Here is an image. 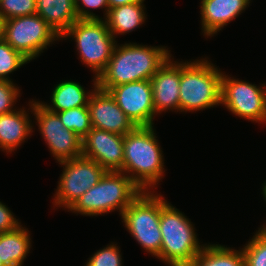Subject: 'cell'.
<instances>
[{
  "instance_id": "4dcf8cb0",
  "label": "cell",
  "mask_w": 266,
  "mask_h": 266,
  "mask_svg": "<svg viewBox=\"0 0 266 266\" xmlns=\"http://www.w3.org/2000/svg\"><path fill=\"white\" fill-rule=\"evenodd\" d=\"M145 0H108L109 9H113L122 5L142 2Z\"/></svg>"
},
{
  "instance_id": "8992f818",
  "label": "cell",
  "mask_w": 266,
  "mask_h": 266,
  "mask_svg": "<svg viewBox=\"0 0 266 266\" xmlns=\"http://www.w3.org/2000/svg\"><path fill=\"white\" fill-rule=\"evenodd\" d=\"M60 38H72L76 42L81 62L96 78L107 67L117 44L103 19H78Z\"/></svg>"
},
{
  "instance_id": "6da1fadb",
  "label": "cell",
  "mask_w": 266,
  "mask_h": 266,
  "mask_svg": "<svg viewBox=\"0 0 266 266\" xmlns=\"http://www.w3.org/2000/svg\"><path fill=\"white\" fill-rule=\"evenodd\" d=\"M170 56L165 46L116 44L107 67L97 78V87L108 91L120 84L150 80Z\"/></svg>"
},
{
  "instance_id": "e0dca14e",
  "label": "cell",
  "mask_w": 266,
  "mask_h": 266,
  "mask_svg": "<svg viewBox=\"0 0 266 266\" xmlns=\"http://www.w3.org/2000/svg\"><path fill=\"white\" fill-rule=\"evenodd\" d=\"M34 132L32 120L25 108L0 115V150L7 154L17 149Z\"/></svg>"
},
{
  "instance_id": "603a6c76",
  "label": "cell",
  "mask_w": 266,
  "mask_h": 266,
  "mask_svg": "<svg viewBox=\"0 0 266 266\" xmlns=\"http://www.w3.org/2000/svg\"><path fill=\"white\" fill-rule=\"evenodd\" d=\"M56 113L65 128L73 131L81 139L92 129L88 106L75 107Z\"/></svg>"
},
{
  "instance_id": "4316f807",
  "label": "cell",
  "mask_w": 266,
  "mask_h": 266,
  "mask_svg": "<svg viewBox=\"0 0 266 266\" xmlns=\"http://www.w3.org/2000/svg\"><path fill=\"white\" fill-rule=\"evenodd\" d=\"M0 12L6 20L36 14V0H0Z\"/></svg>"
},
{
  "instance_id": "f1b7e54d",
  "label": "cell",
  "mask_w": 266,
  "mask_h": 266,
  "mask_svg": "<svg viewBox=\"0 0 266 266\" xmlns=\"http://www.w3.org/2000/svg\"><path fill=\"white\" fill-rule=\"evenodd\" d=\"M76 11L78 19H102L95 13L91 12V9H104V15L107 16L109 5L108 0H75ZM82 5V6H81ZM90 9V10H88Z\"/></svg>"
},
{
  "instance_id": "2e32d148",
  "label": "cell",
  "mask_w": 266,
  "mask_h": 266,
  "mask_svg": "<svg viewBox=\"0 0 266 266\" xmlns=\"http://www.w3.org/2000/svg\"><path fill=\"white\" fill-rule=\"evenodd\" d=\"M251 0H201L202 33L212 37L246 10Z\"/></svg>"
},
{
  "instance_id": "44dd1931",
  "label": "cell",
  "mask_w": 266,
  "mask_h": 266,
  "mask_svg": "<svg viewBox=\"0 0 266 266\" xmlns=\"http://www.w3.org/2000/svg\"><path fill=\"white\" fill-rule=\"evenodd\" d=\"M30 231L18 226L10 232L0 233V260L4 266H22L30 253Z\"/></svg>"
},
{
  "instance_id": "9a60e30c",
  "label": "cell",
  "mask_w": 266,
  "mask_h": 266,
  "mask_svg": "<svg viewBox=\"0 0 266 266\" xmlns=\"http://www.w3.org/2000/svg\"><path fill=\"white\" fill-rule=\"evenodd\" d=\"M180 73L181 62L170 56L150 79L156 115L166 110L179 112Z\"/></svg>"
},
{
  "instance_id": "7402d4cb",
  "label": "cell",
  "mask_w": 266,
  "mask_h": 266,
  "mask_svg": "<svg viewBox=\"0 0 266 266\" xmlns=\"http://www.w3.org/2000/svg\"><path fill=\"white\" fill-rule=\"evenodd\" d=\"M188 266H246V263L242 249L208 243Z\"/></svg>"
},
{
  "instance_id": "277c9868",
  "label": "cell",
  "mask_w": 266,
  "mask_h": 266,
  "mask_svg": "<svg viewBox=\"0 0 266 266\" xmlns=\"http://www.w3.org/2000/svg\"><path fill=\"white\" fill-rule=\"evenodd\" d=\"M207 58L181 61L179 111L196 112L221 104L223 72Z\"/></svg>"
},
{
  "instance_id": "4fadbf2b",
  "label": "cell",
  "mask_w": 266,
  "mask_h": 266,
  "mask_svg": "<svg viewBox=\"0 0 266 266\" xmlns=\"http://www.w3.org/2000/svg\"><path fill=\"white\" fill-rule=\"evenodd\" d=\"M124 135L92 129L82 139V156L96 161L106 171H122Z\"/></svg>"
},
{
  "instance_id": "9c48e42d",
  "label": "cell",
  "mask_w": 266,
  "mask_h": 266,
  "mask_svg": "<svg viewBox=\"0 0 266 266\" xmlns=\"http://www.w3.org/2000/svg\"><path fill=\"white\" fill-rule=\"evenodd\" d=\"M63 166L53 205L69 210L76 201L95 186L106 173L96 161L80 156L59 162Z\"/></svg>"
},
{
  "instance_id": "d6a6232c",
  "label": "cell",
  "mask_w": 266,
  "mask_h": 266,
  "mask_svg": "<svg viewBox=\"0 0 266 266\" xmlns=\"http://www.w3.org/2000/svg\"><path fill=\"white\" fill-rule=\"evenodd\" d=\"M258 232L264 237L266 238V224H263L262 227L258 228Z\"/></svg>"
},
{
  "instance_id": "5b68a950",
  "label": "cell",
  "mask_w": 266,
  "mask_h": 266,
  "mask_svg": "<svg viewBox=\"0 0 266 266\" xmlns=\"http://www.w3.org/2000/svg\"><path fill=\"white\" fill-rule=\"evenodd\" d=\"M142 190L122 171H106L101 180L86 191L68 210L97 216L119 210L121 216Z\"/></svg>"
},
{
  "instance_id": "ffe728a7",
  "label": "cell",
  "mask_w": 266,
  "mask_h": 266,
  "mask_svg": "<svg viewBox=\"0 0 266 266\" xmlns=\"http://www.w3.org/2000/svg\"><path fill=\"white\" fill-rule=\"evenodd\" d=\"M143 3L144 1L122 5L108 10L107 16L103 18L114 38H116L117 34H129L145 23L147 15H145V6Z\"/></svg>"
},
{
  "instance_id": "484cf974",
  "label": "cell",
  "mask_w": 266,
  "mask_h": 266,
  "mask_svg": "<svg viewBox=\"0 0 266 266\" xmlns=\"http://www.w3.org/2000/svg\"><path fill=\"white\" fill-rule=\"evenodd\" d=\"M117 244L111 242L104 248L97 250L92 257L87 260L85 266H123L121 250Z\"/></svg>"
},
{
  "instance_id": "836d02e7",
  "label": "cell",
  "mask_w": 266,
  "mask_h": 266,
  "mask_svg": "<svg viewBox=\"0 0 266 266\" xmlns=\"http://www.w3.org/2000/svg\"><path fill=\"white\" fill-rule=\"evenodd\" d=\"M263 189V191H262V194H263V198L266 200V181L264 182V184H263V187H262Z\"/></svg>"
},
{
  "instance_id": "f546056e",
  "label": "cell",
  "mask_w": 266,
  "mask_h": 266,
  "mask_svg": "<svg viewBox=\"0 0 266 266\" xmlns=\"http://www.w3.org/2000/svg\"><path fill=\"white\" fill-rule=\"evenodd\" d=\"M20 225L13 212L0 201V233L13 231Z\"/></svg>"
},
{
  "instance_id": "7c38bea8",
  "label": "cell",
  "mask_w": 266,
  "mask_h": 266,
  "mask_svg": "<svg viewBox=\"0 0 266 266\" xmlns=\"http://www.w3.org/2000/svg\"><path fill=\"white\" fill-rule=\"evenodd\" d=\"M108 92L135 126H153L156 115L150 80L124 83Z\"/></svg>"
},
{
  "instance_id": "d4e9b609",
  "label": "cell",
  "mask_w": 266,
  "mask_h": 266,
  "mask_svg": "<svg viewBox=\"0 0 266 266\" xmlns=\"http://www.w3.org/2000/svg\"><path fill=\"white\" fill-rule=\"evenodd\" d=\"M241 249L246 266H266V238L258 231Z\"/></svg>"
},
{
  "instance_id": "8fae6325",
  "label": "cell",
  "mask_w": 266,
  "mask_h": 266,
  "mask_svg": "<svg viewBox=\"0 0 266 266\" xmlns=\"http://www.w3.org/2000/svg\"><path fill=\"white\" fill-rule=\"evenodd\" d=\"M31 114L37 120L38 129L50 153L62 162L82 156V139L73 131L65 128L57 113L49 111L40 101L29 102Z\"/></svg>"
},
{
  "instance_id": "ac0fdd59",
  "label": "cell",
  "mask_w": 266,
  "mask_h": 266,
  "mask_svg": "<svg viewBox=\"0 0 266 266\" xmlns=\"http://www.w3.org/2000/svg\"><path fill=\"white\" fill-rule=\"evenodd\" d=\"M36 14L60 37L78 20L75 0H36Z\"/></svg>"
},
{
  "instance_id": "83f0119b",
  "label": "cell",
  "mask_w": 266,
  "mask_h": 266,
  "mask_svg": "<svg viewBox=\"0 0 266 266\" xmlns=\"http://www.w3.org/2000/svg\"><path fill=\"white\" fill-rule=\"evenodd\" d=\"M20 89L13 81L0 80V115L13 112Z\"/></svg>"
},
{
  "instance_id": "5bb4252c",
  "label": "cell",
  "mask_w": 266,
  "mask_h": 266,
  "mask_svg": "<svg viewBox=\"0 0 266 266\" xmlns=\"http://www.w3.org/2000/svg\"><path fill=\"white\" fill-rule=\"evenodd\" d=\"M87 106L94 128L125 135L136 127L108 91L97 87L90 95Z\"/></svg>"
},
{
  "instance_id": "30bf717a",
  "label": "cell",
  "mask_w": 266,
  "mask_h": 266,
  "mask_svg": "<svg viewBox=\"0 0 266 266\" xmlns=\"http://www.w3.org/2000/svg\"><path fill=\"white\" fill-rule=\"evenodd\" d=\"M224 74L221 78V105L242 119L266 123V84L257 86Z\"/></svg>"
},
{
  "instance_id": "1f68e13d",
  "label": "cell",
  "mask_w": 266,
  "mask_h": 266,
  "mask_svg": "<svg viewBox=\"0 0 266 266\" xmlns=\"http://www.w3.org/2000/svg\"><path fill=\"white\" fill-rule=\"evenodd\" d=\"M5 22H6V18L0 12V40H2L4 37Z\"/></svg>"
},
{
  "instance_id": "7a4b0ae2",
  "label": "cell",
  "mask_w": 266,
  "mask_h": 266,
  "mask_svg": "<svg viewBox=\"0 0 266 266\" xmlns=\"http://www.w3.org/2000/svg\"><path fill=\"white\" fill-rule=\"evenodd\" d=\"M153 126H136L124 135L123 170L142 191H151L164 175V157Z\"/></svg>"
},
{
  "instance_id": "d6986e66",
  "label": "cell",
  "mask_w": 266,
  "mask_h": 266,
  "mask_svg": "<svg viewBox=\"0 0 266 266\" xmlns=\"http://www.w3.org/2000/svg\"><path fill=\"white\" fill-rule=\"evenodd\" d=\"M94 89L86 92L84 87L75 81H62L56 84L53 88L50 103H44L41 101L44 107H46L51 112H61L66 111L75 107L87 106L89 102L90 95L97 88V78H93Z\"/></svg>"
},
{
  "instance_id": "3957f363",
  "label": "cell",
  "mask_w": 266,
  "mask_h": 266,
  "mask_svg": "<svg viewBox=\"0 0 266 266\" xmlns=\"http://www.w3.org/2000/svg\"><path fill=\"white\" fill-rule=\"evenodd\" d=\"M161 195V251L156 257L168 266H188L201 252L193 223Z\"/></svg>"
},
{
  "instance_id": "ba28073f",
  "label": "cell",
  "mask_w": 266,
  "mask_h": 266,
  "mask_svg": "<svg viewBox=\"0 0 266 266\" xmlns=\"http://www.w3.org/2000/svg\"><path fill=\"white\" fill-rule=\"evenodd\" d=\"M3 39L29 61L36 59L54 41L57 32L37 14L7 19Z\"/></svg>"
},
{
  "instance_id": "52a82bcc",
  "label": "cell",
  "mask_w": 266,
  "mask_h": 266,
  "mask_svg": "<svg viewBox=\"0 0 266 266\" xmlns=\"http://www.w3.org/2000/svg\"><path fill=\"white\" fill-rule=\"evenodd\" d=\"M160 215L161 195L154 194V189L142 191L121 215L131 236L155 257L160 254L162 243Z\"/></svg>"
},
{
  "instance_id": "cb8c5ba5",
  "label": "cell",
  "mask_w": 266,
  "mask_h": 266,
  "mask_svg": "<svg viewBox=\"0 0 266 266\" xmlns=\"http://www.w3.org/2000/svg\"><path fill=\"white\" fill-rule=\"evenodd\" d=\"M30 61L14 50L4 39L0 40V80L12 81L9 74Z\"/></svg>"
}]
</instances>
